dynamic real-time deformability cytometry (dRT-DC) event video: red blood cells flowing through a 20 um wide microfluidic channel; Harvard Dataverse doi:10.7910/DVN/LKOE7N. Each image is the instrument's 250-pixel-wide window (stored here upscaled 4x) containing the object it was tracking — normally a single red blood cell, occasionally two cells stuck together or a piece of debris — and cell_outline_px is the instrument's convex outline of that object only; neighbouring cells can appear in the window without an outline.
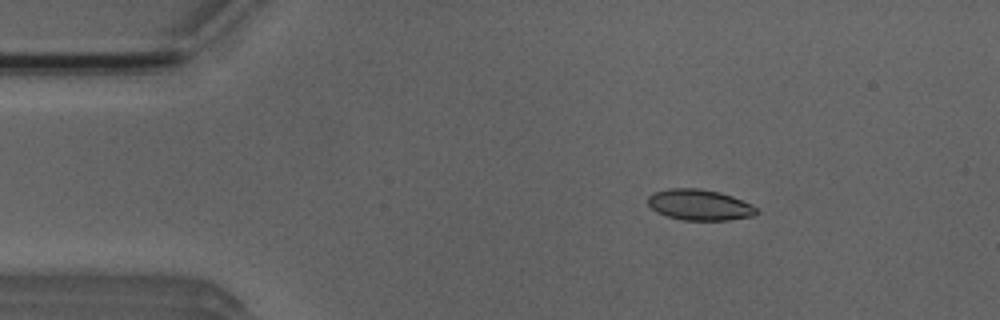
{"species": "Egyptian fruit bat (a non-hibernating species)", "species_latin": "Rousettus aegyptiacus", "temperature_condition": "room temperature", "stored_images_in_passage": 46, "camera_frame_rate_fps": 3000, "um_per_image_px": 0.085, "animal": {"sex": "male"}, "frame": {"image": 1, "passage_image": 2, "time_ms": 0.333, "image_size_px": [1000, 320], "cell_outline_px": [[760, 212], [752, 216], [728, 220], [684, 220], [668, 216], [656, 212], [648, 204], [648, 196], [652, 192], [672, 188], [696, 188], [720, 192], [732, 196], [752, 204]], "centroid_in_image_um": [59.46, 17.41], "position_along_channel_um": 25.5, "area_um2": 19.54}}
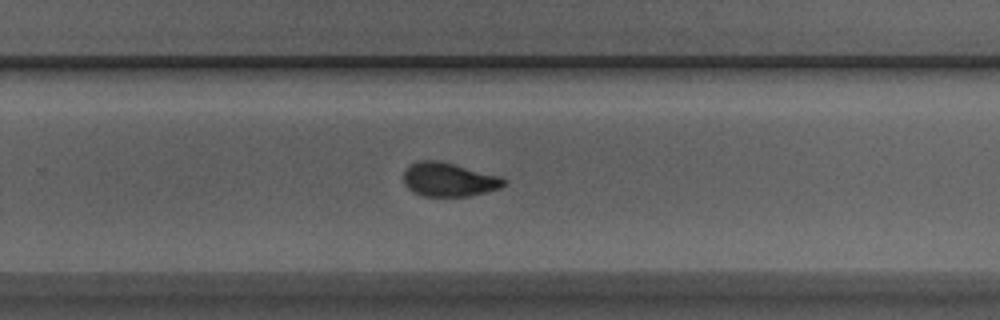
{"frame": {"image": 2, "passage_image": 27, "time_ms": 8.667, "image_size_px": [1000, 320], "cell_outline_px": [[508, 180], [500, 188], [468, 196], [424, 196], [412, 192], [404, 184], [404, 172], [408, 164], [420, 160], [436, 160], [504, 176]], "centroid_in_image_um": [38.16, 15.25], "position_along_channel_um": 291.6, "area_um2": 19.94}}
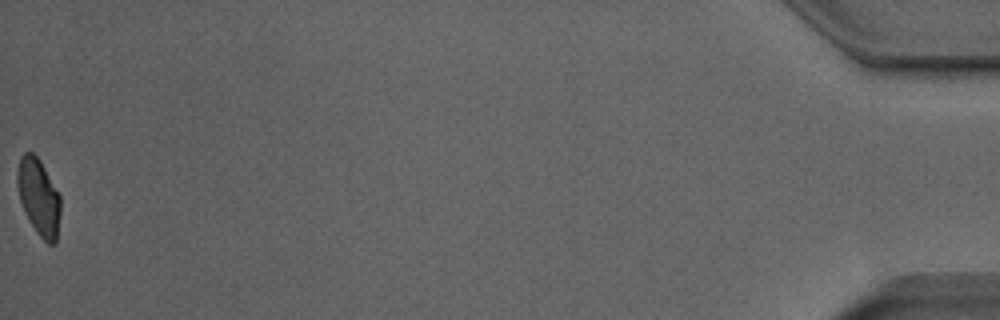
{"frame": {"image": 3, "passage_image": 46, "time_ms": 15.0, "image_size_px": [1000, 320], "cell_outline_px": [[60, 212], [56, 244], [48, 244], [36, 232], [20, 200], [16, 180], [16, 172], [20, 156], [24, 152], [32, 152], [40, 160], [60, 196]], "centroid_in_image_um": [3.29, 16.72], "position_along_channel_um": 431.9, "area_um2": 19.07}, "authors_computed_cell_mechanics": {"area_um2": 19.8832, "velocity_mm_per_s": 3.9223, "shape_relaxation_time_tau1_ms": 4.5283, "shape_relaxation_time_tau2_ms": 1.2623, "deformation_change_tau1": 0.1434, "deformation_change_tau2": 0.0488}}